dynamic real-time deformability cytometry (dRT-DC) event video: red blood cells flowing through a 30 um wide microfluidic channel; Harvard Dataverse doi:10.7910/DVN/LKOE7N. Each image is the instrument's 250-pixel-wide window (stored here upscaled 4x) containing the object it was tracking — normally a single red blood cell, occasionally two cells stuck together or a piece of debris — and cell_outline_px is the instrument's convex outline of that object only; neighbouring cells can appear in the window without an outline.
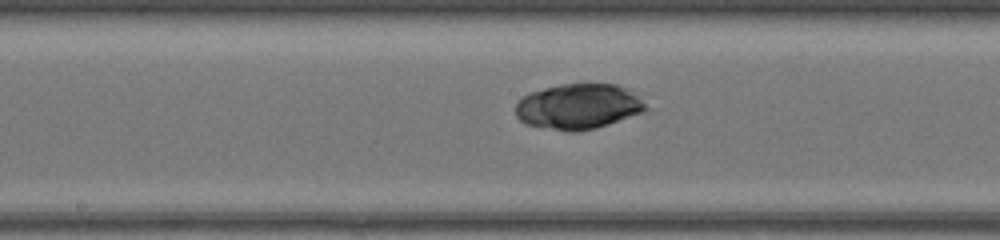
{"species": "common noctule bat (a hibernating species)", "species_latin": "Nyctalus noctula", "temperature_condition": "warm", "stored_images_in_passage": 47, "camera_frame_rate_fps": 3000, "um_per_image_px": 0.085, "animal": {"sex": "female", "body_mass_g": 17.0, "forearm_length_mm": 48.0}, "frame": {"image": 1, "passage_image": 25, "time_ms": 8.0, "image_size_px": [1000, 240], "cell_outline_px": [[648, 108], [640, 112], [608, 124], [596, 128], [576, 132], [568, 132], [528, 124], [520, 120], [516, 116], [516, 104], [528, 92], [560, 84], [616, 84], [628, 88]], "centroid_in_image_um": [49.12, 9.04], "position_along_channel_um": 199.1, "area_um2": 33.99}}